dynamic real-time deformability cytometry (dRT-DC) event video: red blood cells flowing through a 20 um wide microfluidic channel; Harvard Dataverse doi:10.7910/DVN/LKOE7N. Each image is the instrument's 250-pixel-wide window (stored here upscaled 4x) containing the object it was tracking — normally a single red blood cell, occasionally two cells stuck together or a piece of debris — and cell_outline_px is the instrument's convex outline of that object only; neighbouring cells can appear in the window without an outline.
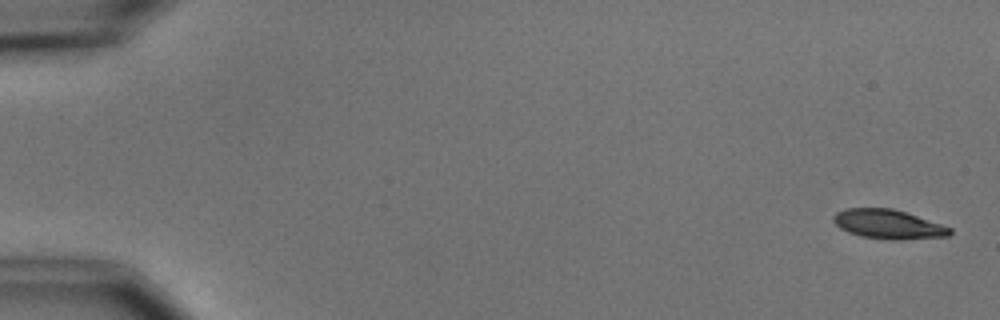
{"species": "common noctule bat (a hibernating species)", "species_latin": "Nyctalus noctula", "temperature_condition": "cold", "stored_images_in_passage": 8, "camera_frame_rate_fps": 3000, "um_per_image_px": 0.085, "animal": {"sex": "male", "body_mass_g": 15.6}, "frame": {"image": 1, "passage_image": 1, "time_ms": 0.0, "image_size_px": [1000, 320], "cell_outline_px": [[952, 232], [948, 236], [900, 240], [892, 240], [860, 236], [848, 232], [840, 228], [832, 220], [832, 216], [836, 212], [844, 208], [892, 208], [952, 228]], "centroid_in_image_um": [75.45, 19.06], "position_along_channel_um": 9.5, "area_um2": 19.77}}
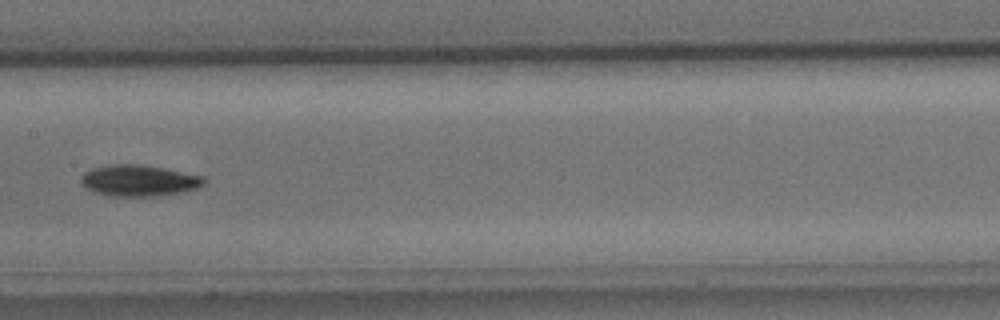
{"frame": {"image": 2, "passage_image": 8, "time_ms": 9.0, "image_size_px": [1000, 320], "cell_outline_px": [[204, 184], [196, 188], [180, 192], [160, 196], [108, 196], [92, 192], [80, 184], [80, 176], [84, 172], [92, 168], [112, 164], [132, 164], [160, 168], [204, 176]], "centroid_in_image_um": [11.72, 15.36], "position_along_channel_um": 195.7, "area_um2": 22.31}}